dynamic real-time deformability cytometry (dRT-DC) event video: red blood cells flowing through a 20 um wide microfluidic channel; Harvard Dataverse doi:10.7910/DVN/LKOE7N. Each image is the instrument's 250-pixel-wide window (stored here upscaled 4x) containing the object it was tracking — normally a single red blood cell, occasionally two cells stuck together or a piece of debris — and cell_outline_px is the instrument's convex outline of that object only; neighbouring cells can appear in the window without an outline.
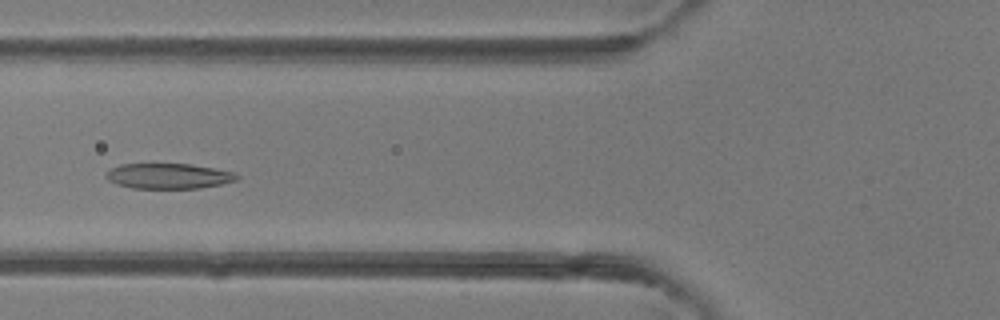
{"species": "common noctule bat (a hibernating species)", "species_latin": "Nyctalus noctula", "temperature_condition": "room temperature", "stored_images_in_passage": 4, "camera_frame_rate_fps": 3000, "um_per_image_px": 0.085, "animal": {"sex": "female"}, "frame": {"image": 1, "passage_image": 4, "time_ms": 3.333, "image_size_px": [1000, 320], "cell_outline_px": [[240, 176], [236, 180], [220, 184], [200, 188], [132, 188], [116, 184], [108, 180], [104, 176], [112, 168], [120, 164], [192, 164], [236, 172]], "centroid_in_image_um": [14.34, 14.96], "position_along_channel_um": 111.5, "area_um2": 19.31}}